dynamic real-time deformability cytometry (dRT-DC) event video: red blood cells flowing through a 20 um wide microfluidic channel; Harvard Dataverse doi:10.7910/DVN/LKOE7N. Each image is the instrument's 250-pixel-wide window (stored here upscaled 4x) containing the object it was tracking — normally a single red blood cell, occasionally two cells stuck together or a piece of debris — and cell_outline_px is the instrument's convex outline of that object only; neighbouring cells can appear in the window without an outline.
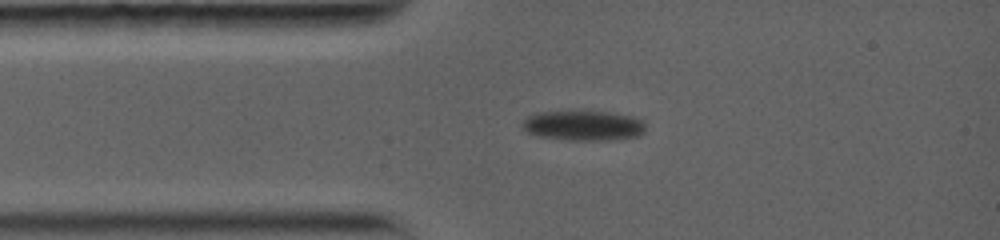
{"species": "common noctule bat (a hibernating species)", "species_latin": "Nyctalus noctula", "temperature_condition": "warm", "stored_images_in_passage": 4, "camera_frame_rate_fps": 5000, "um_per_image_px": 0.085, "animal": {"sex": "female", "body_mass_g": 19.0, "forearm_length_mm": 56.7}, "frame": {"image": 1, "passage_image": 3, "time_ms": 1.8, "image_size_px": [1000, 240], "cell_outline_px": [[644, 132], [640, 136], [608, 140], [568, 140], [540, 136], [528, 132], [520, 124], [528, 116], [536, 112], [612, 112], [632, 116], [644, 120]], "centroid_in_image_um": [49.62, 10.68], "position_along_channel_um": 35.4, "area_um2": 21.44}}